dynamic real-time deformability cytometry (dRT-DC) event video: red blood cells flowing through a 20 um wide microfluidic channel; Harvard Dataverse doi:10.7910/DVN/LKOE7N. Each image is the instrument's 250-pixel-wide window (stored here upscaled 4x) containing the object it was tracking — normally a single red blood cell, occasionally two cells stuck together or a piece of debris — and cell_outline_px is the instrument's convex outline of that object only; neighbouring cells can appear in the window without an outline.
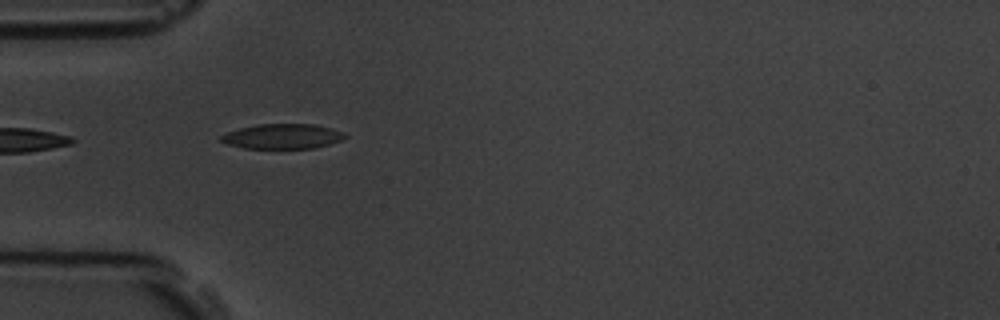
{"species": "common noctule bat (a hibernating species)", "species_latin": "Nyctalus noctula", "temperature_condition": "room temperature", "stored_images_in_passage": 6, "camera_frame_rate_fps": 3000, "um_per_image_px": 0.085, "animal": {"sex": "male", "body_mass_g": 19.5, "forearm_length_mm": 54.6}, "frame": {"image": 1, "passage_image": 5, "time_ms": 4.667, "image_size_px": [1000, 320], "cell_outline_px": [[348, 136], [340, 140], [328, 144], [312, 148], [244, 148], [228, 144], [220, 140], [220, 136], [228, 132], [240, 128], [256, 124], [316, 124], [332, 128], [344, 132]], "centroid_in_image_um": [24.03, 11.58], "position_along_channel_um": 61.0, "area_um2": 17.92}}
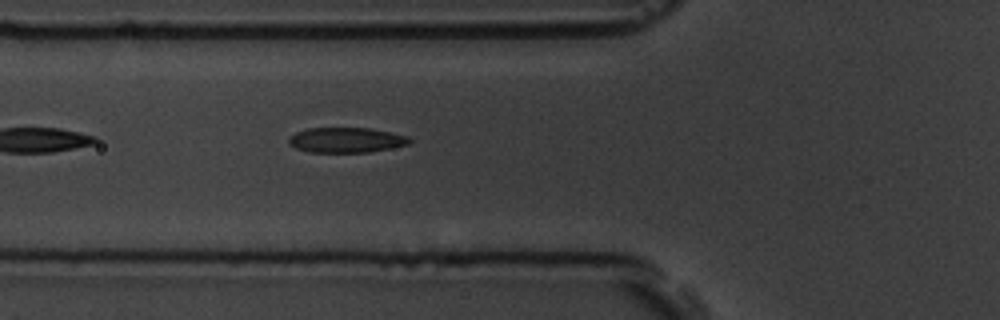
{"frame": {"image": 2, "passage_image": 6, "time_ms": 5.667, "image_size_px": [1000, 320], "cell_outline_px": [[412, 140], [408, 144], [368, 152], [308, 152], [296, 148], [288, 144], [288, 136], [296, 132], [308, 128], [372, 128], [408, 136]], "centroid_in_image_um": [29.38, 11.89], "position_along_channel_um": 96.4, "area_um2": 17.69}}